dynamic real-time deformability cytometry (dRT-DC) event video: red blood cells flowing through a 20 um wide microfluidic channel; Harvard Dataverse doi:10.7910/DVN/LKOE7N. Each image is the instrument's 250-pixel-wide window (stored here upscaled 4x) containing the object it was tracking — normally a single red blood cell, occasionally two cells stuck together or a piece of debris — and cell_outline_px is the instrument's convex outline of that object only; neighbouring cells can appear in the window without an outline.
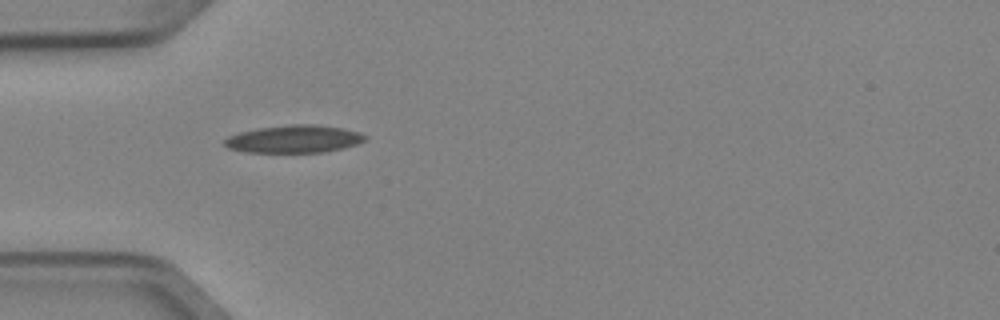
{"species": "Egyptian fruit bat (a non-hibernating species)", "species_latin": "Rousettus aegyptiacus", "temperature_condition": "cold", "stored_images_in_passage": 3, "camera_frame_rate_fps": 3000, "um_per_image_px": 0.085, "animal": {"sex": "female"}, "frame": {"image": 1, "passage_image": 2, "time_ms": 0.333, "image_size_px": [1000, 320], "cell_outline_px": [[368, 140], [344, 148], [324, 152], [244, 152], [228, 148], [224, 144], [224, 140], [228, 136], [240, 132], [260, 128], [288, 124], [316, 124], [344, 128], [360, 132], [368, 136]], "centroid_in_image_um": [25.04, 11.81], "position_along_channel_um": 60.0, "area_um2": 22.83}}
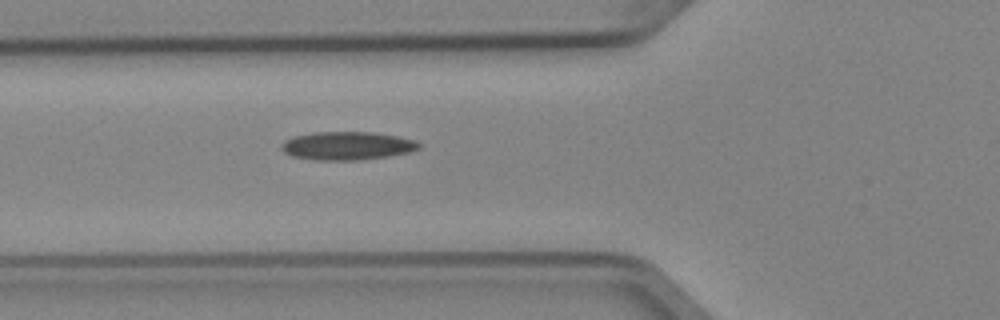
{"frame": {"image": 2, "passage_image": 3, "time_ms": 0.667, "image_size_px": [1000, 320], "cell_outline_px": [[420, 148], [408, 152], [388, 156], [360, 160], [312, 160], [292, 156], [284, 152], [280, 148], [280, 144], [284, 140], [296, 136], [312, 132], [372, 132], [396, 136], [416, 140], [420, 144]], "centroid_in_image_um": [29.47, 12.39], "position_along_channel_um": 96.3, "area_um2": 22.72}}